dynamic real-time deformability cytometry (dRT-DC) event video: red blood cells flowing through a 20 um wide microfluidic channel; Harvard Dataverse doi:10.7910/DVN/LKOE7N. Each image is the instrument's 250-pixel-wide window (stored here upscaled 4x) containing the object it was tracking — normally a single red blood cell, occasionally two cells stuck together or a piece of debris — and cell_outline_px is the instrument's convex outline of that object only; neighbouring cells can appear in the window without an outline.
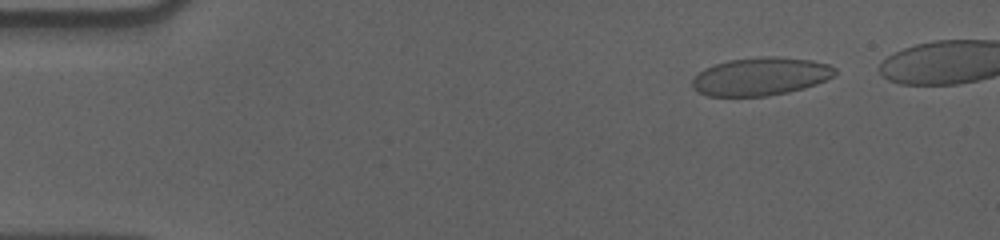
{"species": "human", "species_latin": "Homo sapiens", "temperature_condition": "cold", "stored_images_in_passage": 48, "camera_frame_rate_fps": 3000, "um_per_image_px": 0.085, "donor": {"sex": "male"}, "frame": {"image": 1, "passage_image": 2, "time_ms": 0.333, "image_size_px": [1000, 240], "cell_outline_px": [[836, 72], [832, 76], [816, 84], [804, 88], [788, 92], [768, 96], [708, 96], [696, 92], [692, 88], [692, 80], [704, 68], [728, 60], [760, 56], [776, 56], [812, 60], [828, 64], [836, 68]], "centroid_in_image_um": [64.63, 6.5], "position_along_channel_um": 20.4, "area_um2": 31.73}}
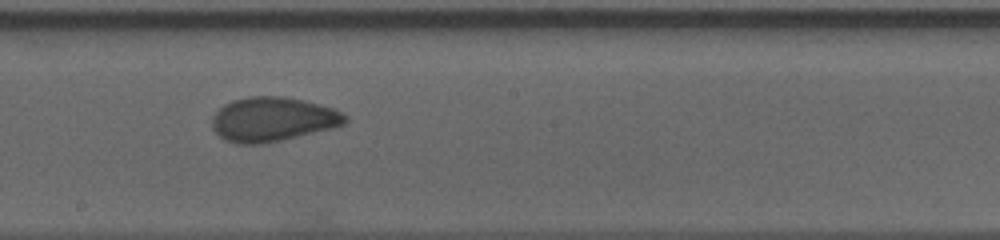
{"frame": {"image": 2, "passage_image": 27, "time_ms": 8.667, "image_size_px": [1000, 240], "cell_outline_px": [[348, 120], [344, 124], [332, 128], [264, 144], [236, 144], [224, 140], [212, 128], [212, 116], [224, 104], [232, 100], [248, 96], [284, 96], [332, 108], [348, 116]], "centroid_in_image_um": [23.14, 10.15], "position_along_channel_um": 225.1, "area_um2": 34.28}}
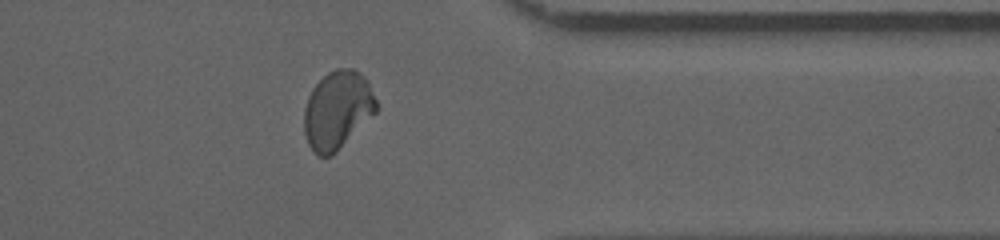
{"frame": {"image": 3, "passage_image": 41, "time_ms": 13.333, "image_size_px": [1000, 240], "cell_outline_px": [[376, 112], [332, 156], [316, 156], [308, 144], [304, 132], [304, 108], [308, 96], [312, 88], [328, 72], [336, 68], [352, 68], [360, 72], [368, 80], [376, 100]], "centroid_in_image_um": [28.67, 9.34], "position_along_channel_um": 382.7, "area_um2": 32.89}, "authors_computed_cell_mechanics": {"area_um2": 33.2061, "velocity_mm_per_s": 3.5784, "shape_relaxation_time_tau1_ms": 6.7588, "shape_relaxation_time_tau2_ms": 1.0846, "deformation_change_tau1": 0.1367, "deformation_change_tau2": 0.0407}}